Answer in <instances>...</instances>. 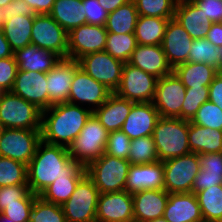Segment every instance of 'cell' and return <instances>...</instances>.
Masks as SVG:
<instances>
[{
	"mask_svg": "<svg viewBox=\"0 0 222 222\" xmlns=\"http://www.w3.org/2000/svg\"><path fill=\"white\" fill-rule=\"evenodd\" d=\"M27 170L29 189L37 196L57 178L84 177L87 174L86 167L71 158L67 147L42 140L38 143Z\"/></svg>",
	"mask_w": 222,
	"mask_h": 222,
	"instance_id": "6da1fadb",
	"label": "cell"
},
{
	"mask_svg": "<svg viewBox=\"0 0 222 222\" xmlns=\"http://www.w3.org/2000/svg\"><path fill=\"white\" fill-rule=\"evenodd\" d=\"M92 114L89 106L69 102L52 105L42 111L41 140L69 148Z\"/></svg>",
	"mask_w": 222,
	"mask_h": 222,
	"instance_id": "7a4b0ae2",
	"label": "cell"
},
{
	"mask_svg": "<svg viewBox=\"0 0 222 222\" xmlns=\"http://www.w3.org/2000/svg\"><path fill=\"white\" fill-rule=\"evenodd\" d=\"M189 121L180 118L160 117L153 131L159 161L191 153L188 142Z\"/></svg>",
	"mask_w": 222,
	"mask_h": 222,
	"instance_id": "3957f363",
	"label": "cell"
},
{
	"mask_svg": "<svg viewBox=\"0 0 222 222\" xmlns=\"http://www.w3.org/2000/svg\"><path fill=\"white\" fill-rule=\"evenodd\" d=\"M42 110L11 91L0 96V126L41 130Z\"/></svg>",
	"mask_w": 222,
	"mask_h": 222,
	"instance_id": "277c9868",
	"label": "cell"
},
{
	"mask_svg": "<svg viewBox=\"0 0 222 222\" xmlns=\"http://www.w3.org/2000/svg\"><path fill=\"white\" fill-rule=\"evenodd\" d=\"M108 134L109 132L92 114L68 148L71 158L83 167H87L104 154Z\"/></svg>",
	"mask_w": 222,
	"mask_h": 222,
	"instance_id": "5b68a950",
	"label": "cell"
},
{
	"mask_svg": "<svg viewBox=\"0 0 222 222\" xmlns=\"http://www.w3.org/2000/svg\"><path fill=\"white\" fill-rule=\"evenodd\" d=\"M129 167L130 162L127 159L104 153L86 167V173L99 193H111L125 190Z\"/></svg>",
	"mask_w": 222,
	"mask_h": 222,
	"instance_id": "8992f818",
	"label": "cell"
},
{
	"mask_svg": "<svg viewBox=\"0 0 222 222\" xmlns=\"http://www.w3.org/2000/svg\"><path fill=\"white\" fill-rule=\"evenodd\" d=\"M99 190L86 174L61 206L67 222H96Z\"/></svg>",
	"mask_w": 222,
	"mask_h": 222,
	"instance_id": "52a82bcc",
	"label": "cell"
},
{
	"mask_svg": "<svg viewBox=\"0 0 222 222\" xmlns=\"http://www.w3.org/2000/svg\"><path fill=\"white\" fill-rule=\"evenodd\" d=\"M164 189L168 193L192 192V185L201 167L198 154L187 155L168 159L163 162Z\"/></svg>",
	"mask_w": 222,
	"mask_h": 222,
	"instance_id": "ba28073f",
	"label": "cell"
},
{
	"mask_svg": "<svg viewBox=\"0 0 222 222\" xmlns=\"http://www.w3.org/2000/svg\"><path fill=\"white\" fill-rule=\"evenodd\" d=\"M41 141V130L2 128L0 156L8 157L28 166Z\"/></svg>",
	"mask_w": 222,
	"mask_h": 222,
	"instance_id": "9c48e42d",
	"label": "cell"
},
{
	"mask_svg": "<svg viewBox=\"0 0 222 222\" xmlns=\"http://www.w3.org/2000/svg\"><path fill=\"white\" fill-rule=\"evenodd\" d=\"M78 62L84 72L112 93L119 87L124 62L113 58L105 50L84 55Z\"/></svg>",
	"mask_w": 222,
	"mask_h": 222,
	"instance_id": "30bf717a",
	"label": "cell"
},
{
	"mask_svg": "<svg viewBox=\"0 0 222 222\" xmlns=\"http://www.w3.org/2000/svg\"><path fill=\"white\" fill-rule=\"evenodd\" d=\"M157 79L129 63H124L121 82L115 93L135 103L153 102Z\"/></svg>",
	"mask_w": 222,
	"mask_h": 222,
	"instance_id": "8fae6325",
	"label": "cell"
},
{
	"mask_svg": "<svg viewBox=\"0 0 222 222\" xmlns=\"http://www.w3.org/2000/svg\"><path fill=\"white\" fill-rule=\"evenodd\" d=\"M68 32L49 14H36L32 26L31 44L53 51L61 58L68 56Z\"/></svg>",
	"mask_w": 222,
	"mask_h": 222,
	"instance_id": "7c38bea8",
	"label": "cell"
},
{
	"mask_svg": "<svg viewBox=\"0 0 222 222\" xmlns=\"http://www.w3.org/2000/svg\"><path fill=\"white\" fill-rule=\"evenodd\" d=\"M186 87L174 72L157 79L153 105L160 117L180 118Z\"/></svg>",
	"mask_w": 222,
	"mask_h": 222,
	"instance_id": "4fadbf2b",
	"label": "cell"
},
{
	"mask_svg": "<svg viewBox=\"0 0 222 222\" xmlns=\"http://www.w3.org/2000/svg\"><path fill=\"white\" fill-rule=\"evenodd\" d=\"M105 26L83 24L68 33L67 58L78 61L84 55L104 51L107 41Z\"/></svg>",
	"mask_w": 222,
	"mask_h": 222,
	"instance_id": "5bb4252c",
	"label": "cell"
},
{
	"mask_svg": "<svg viewBox=\"0 0 222 222\" xmlns=\"http://www.w3.org/2000/svg\"><path fill=\"white\" fill-rule=\"evenodd\" d=\"M11 92L42 111L52 106L48 97L47 73L18 70Z\"/></svg>",
	"mask_w": 222,
	"mask_h": 222,
	"instance_id": "9a60e30c",
	"label": "cell"
},
{
	"mask_svg": "<svg viewBox=\"0 0 222 222\" xmlns=\"http://www.w3.org/2000/svg\"><path fill=\"white\" fill-rule=\"evenodd\" d=\"M111 93L103 84L97 82L78 66L74 72L68 102L76 105L80 103L93 105L91 110L94 111L107 100Z\"/></svg>",
	"mask_w": 222,
	"mask_h": 222,
	"instance_id": "2e32d148",
	"label": "cell"
},
{
	"mask_svg": "<svg viewBox=\"0 0 222 222\" xmlns=\"http://www.w3.org/2000/svg\"><path fill=\"white\" fill-rule=\"evenodd\" d=\"M133 220L132 194L126 190L99 194L96 222H130Z\"/></svg>",
	"mask_w": 222,
	"mask_h": 222,
	"instance_id": "e0dca14e",
	"label": "cell"
},
{
	"mask_svg": "<svg viewBox=\"0 0 222 222\" xmlns=\"http://www.w3.org/2000/svg\"><path fill=\"white\" fill-rule=\"evenodd\" d=\"M192 43L189 33L174 18L169 19L161 46L172 69L188 62Z\"/></svg>",
	"mask_w": 222,
	"mask_h": 222,
	"instance_id": "ac0fdd59",
	"label": "cell"
},
{
	"mask_svg": "<svg viewBox=\"0 0 222 222\" xmlns=\"http://www.w3.org/2000/svg\"><path fill=\"white\" fill-rule=\"evenodd\" d=\"M160 115L153 102L134 103L121 130L131 139L152 136Z\"/></svg>",
	"mask_w": 222,
	"mask_h": 222,
	"instance_id": "d6986e66",
	"label": "cell"
},
{
	"mask_svg": "<svg viewBox=\"0 0 222 222\" xmlns=\"http://www.w3.org/2000/svg\"><path fill=\"white\" fill-rule=\"evenodd\" d=\"M79 62L70 58L60 61L47 73L48 97L52 105L68 102L75 69Z\"/></svg>",
	"mask_w": 222,
	"mask_h": 222,
	"instance_id": "ffe728a7",
	"label": "cell"
},
{
	"mask_svg": "<svg viewBox=\"0 0 222 222\" xmlns=\"http://www.w3.org/2000/svg\"><path fill=\"white\" fill-rule=\"evenodd\" d=\"M148 189H164L163 162L156 161L141 165L130 164L125 190L133 194Z\"/></svg>",
	"mask_w": 222,
	"mask_h": 222,
	"instance_id": "44dd1931",
	"label": "cell"
},
{
	"mask_svg": "<svg viewBox=\"0 0 222 222\" xmlns=\"http://www.w3.org/2000/svg\"><path fill=\"white\" fill-rule=\"evenodd\" d=\"M134 67L161 78L173 72L161 45H137L129 61Z\"/></svg>",
	"mask_w": 222,
	"mask_h": 222,
	"instance_id": "7402d4cb",
	"label": "cell"
},
{
	"mask_svg": "<svg viewBox=\"0 0 222 222\" xmlns=\"http://www.w3.org/2000/svg\"><path fill=\"white\" fill-rule=\"evenodd\" d=\"M163 217L168 222H204L196 194L169 193Z\"/></svg>",
	"mask_w": 222,
	"mask_h": 222,
	"instance_id": "603a6c76",
	"label": "cell"
},
{
	"mask_svg": "<svg viewBox=\"0 0 222 222\" xmlns=\"http://www.w3.org/2000/svg\"><path fill=\"white\" fill-rule=\"evenodd\" d=\"M168 197L169 193L165 189L133 193L134 220L148 222L163 217Z\"/></svg>",
	"mask_w": 222,
	"mask_h": 222,
	"instance_id": "cb8c5ba5",
	"label": "cell"
},
{
	"mask_svg": "<svg viewBox=\"0 0 222 222\" xmlns=\"http://www.w3.org/2000/svg\"><path fill=\"white\" fill-rule=\"evenodd\" d=\"M174 19L193 40L206 38L212 24L192 0H178Z\"/></svg>",
	"mask_w": 222,
	"mask_h": 222,
	"instance_id": "d4e9b609",
	"label": "cell"
},
{
	"mask_svg": "<svg viewBox=\"0 0 222 222\" xmlns=\"http://www.w3.org/2000/svg\"><path fill=\"white\" fill-rule=\"evenodd\" d=\"M134 103L113 92L99 108L93 111V115L109 133L121 130Z\"/></svg>",
	"mask_w": 222,
	"mask_h": 222,
	"instance_id": "484cf974",
	"label": "cell"
},
{
	"mask_svg": "<svg viewBox=\"0 0 222 222\" xmlns=\"http://www.w3.org/2000/svg\"><path fill=\"white\" fill-rule=\"evenodd\" d=\"M18 70L48 73L61 59L53 51L29 44L14 52Z\"/></svg>",
	"mask_w": 222,
	"mask_h": 222,
	"instance_id": "4316f807",
	"label": "cell"
},
{
	"mask_svg": "<svg viewBox=\"0 0 222 222\" xmlns=\"http://www.w3.org/2000/svg\"><path fill=\"white\" fill-rule=\"evenodd\" d=\"M200 171L192 185V193L222 185V152L198 154Z\"/></svg>",
	"mask_w": 222,
	"mask_h": 222,
	"instance_id": "83f0119b",
	"label": "cell"
},
{
	"mask_svg": "<svg viewBox=\"0 0 222 222\" xmlns=\"http://www.w3.org/2000/svg\"><path fill=\"white\" fill-rule=\"evenodd\" d=\"M188 142L191 153L222 152V130H215L189 121Z\"/></svg>",
	"mask_w": 222,
	"mask_h": 222,
	"instance_id": "f1b7e54d",
	"label": "cell"
},
{
	"mask_svg": "<svg viewBox=\"0 0 222 222\" xmlns=\"http://www.w3.org/2000/svg\"><path fill=\"white\" fill-rule=\"evenodd\" d=\"M173 72L186 89L192 87H209L213 79L218 75V69L205 63L186 62L176 66Z\"/></svg>",
	"mask_w": 222,
	"mask_h": 222,
	"instance_id": "f546056e",
	"label": "cell"
},
{
	"mask_svg": "<svg viewBox=\"0 0 222 222\" xmlns=\"http://www.w3.org/2000/svg\"><path fill=\"white\" fill-rule=\"evenodd\" d=\"M86 12L82 0H55L49 15L68 33L86 24Z\"/></svg>",
	"mask_w": 222,
	"mask_h": 222,
	"instance_id": "4dcf8cb0",
	"label": "cell"
},
{
	"mask_svg": "<svg viewBox=\"0 0 222 222\" xmlns=\"http://www.w3.org/2000/svg\"><path fill=\"white\" fill-rule=\"evenodd\" d=\"M35 16H13L2 25L5 38L13 52L31 44Z\"/></svg>",
	"mask_w": 222,
	"mask_h": 222,
	"instance_id": "1f68e13d",
	"label": "cell"
},
{
	"mask_svg": "<svg viewBox=\"0 0 222 222\" xmlns=\"http://www.w3.org/2000/svg\"><path fill=\"white\" fill-rule=\"evenodd\" d=\"M169 19L138 16L134 36L139 45H161Z\"/></svg>",
	"mask_w": 222,
	"mask_h": 222,
	"instance_id": "d6a6232c",
	"label": "cell"
},
{
	"mask_svg": "<svg viewBox=\"0 0 222 222\" xmlns=\"http://www.w3.org/2000/svg\"><path fill=\"white\" fill-rule=\"evenodd\" d=\"M138 16L135 2L130 0L115 11L108 13L105 28L108 33L134 34Z\"/></svg>",
	"mask_w": 222,
	"mask_h": 222,
	"instance_id": "836d02e7",
	"label": "cell"
},
{
	"mask_svg": "<svg viewBox=\"0 0 222 222\" xmlns=\"http://www.w3.org/2000/svg\"><path fill=\"white\" fill-rule=\"evenodd\" d=\"M204 222H222V185L196 193Z\"/></svg>",
	"mask_w": 222,
	"mask_h": 222,
	"instance_id": "e575fe53",
	"label": "cell"
},
{
	"mask_svg": "<svg viewBox=\"0 0 222 222\" xmlns=\"http://www.w3.org/2000/svg\"><path fill=\"white\" fill-rule=\"evenodd\" d=\"M83 177H60L44 189L38 196L49 203L62 206L73 194Z\"/></svg>",
	"mask_w": 222,
	"mask_h": 222,
	"instance_id": "d590c367",
	"label": "cell"
},
{
	"mask_svg": "<svg viewBox=\"0 0 222 222\" xmlns=\"http://www.w3.org/2000/svg\"><path fill=\"white\" fill-rule=\"evenodd\" d=\"M221 50L206 38L193 40L188 55L190 63H205L216 69L221 67Z\"/></svg>",
	"mask_w": 222,
	"mask_h": 222,
	"instance_id": "8d00e7d4",
	"label": "cell"
},
{
	"mask_svg": "<svg viewBox=\"0 0 222 222\" xmlns=\"http://www.w3.org/2000/svg\"><path fill=\"white\" fill-rule=\"evenodd\" d=\"M137 45V39L134 34L108 33L105 51L113 58L127 63Z\"/></svg>",
	"mask_w": 222,
	"mask_h": 222,
	"instance_id": "74e56055",
	"label": "cell"
},
{
	"mask_svg": "<svg viewBox=\"0 0 222 222\" xmlns=\"http://www.w3.org/2000/svg\"><path fill=\"white\" fill-rule=\"evenodd\" d=\"M11 185H28L27 165L0 156V187Z\"/></svg>",
	"mask_w": 222,
	"mask_h": 222,
	"instance_id": "f35d334b",
	"label": "cell"
},
{
	"mask_svg": "<svg viewBox=\"0 0 222 222\" xmlns=\"http://www.w3.org/2000/svg\"><path fill=\"white\" fill-rule=\"evenodd\" d=\"M127 160L130 164L134 165L159 161L153 136H145L131 140Z\"/></svg>",
	"mask_w": 222,
	"mask_h": 222,
	"instance_id": "ab89813d",
	"label": "cell"
},
{
	"mask_svg": "<svg viewBox=\"0 0 222 222\" xmlns=\"http://www.w3.org/2000/svg\"><path fill=\"white\" fill-rule=\"evenodd\" d=\"M139 16L173 19L178 0H133Z\"/></svg>",
	"mask_w": 222,
	"mask_h": 222,
	"instance_id": "60d3db41",
	"label": "cell"
},
{
	"mask_svg": "<svg viewBox=\"0 0 222 222\" xmlns=\"http://www.w3.org/2000/svg\"><path fill=\"white\" fill-rule=\"evenodd\" d=\"M30 222H67L60 205L42 200L39 196L34 200Z\"/></svg>",
	"mask_w": 222,
	"mask_h": 222,
	"instance_id": "b9f144b4",
	"label": "cell"
},
{
	"mask_svg": "<svg viewBox=\"0 0 222 222\" xmlns=\"http://www.w3.org/2000/svg\"><path fill=\"white\" fill-rule=\"evenodd\" d=\"M209 100V87H192L186 89L182 104L181 119L191 121L200 106Z\"/></svg>",
	"mask_w": 222,
	"mask_h": 222,
	"instance_id": "7bdbcfd3",
	"label": "cell"
},
{
	"mask_svg": "<svg viewBox=\"0 0 222 222\" xmlns=\"http://www.w3.org/2000/svg\"><path fill=\"white\" fill-rule=\"evenodd\" d=\"M191 122L207 128L222 130V110L208 100L200 106Z\"/></svg>",
	"mask_w": 222,
	"mask_h": 222,
	"instance_id": "ee69618b",
	"label": "cell"
},
{
	"mask_svg": "<svg viewBox=\"0 0 222 222\" xmlns=\"http://www.w3.org/2000/svg\"><path fill=\"white\" fill-rule=\"evenodd\" d=\"M37 197V195L30 192L24 199L20 200V204L8 205L0 215L11 219L13 222H28L30 221L34 200Z\"/></svg>",
	"mask_w": 222,
	"mask_h": 222,
	"instance_id": "f6af8a7d",
	"label": "cell"
},
{
	"mask_svg": "<svg viewBox=\"0 0 222 222\" xmlns=\"http://www.w3.org/2000/svg\"><path fill=\"white\" fill-rule=\"evenodd\" d=\"M131 139L122 131L117 130L108 134L105 154L121 159H128Z\"/></svg>",
	"mask_w": 222,
	"mask_h": 222,
	"instance_id": "bcb514c9",
	"label": "cell"
},
{
	"mask_svg": "<svg viewBox=\"0 0 222 222\" xmlns=\"http://www.w3.org/2000/svg\"><path fill=\"white\" fill-rule=\"evenodd\" d=\"M28 185H11L0 187V213L12 204H20L29 193Z\"/></svg>",
	"mask_w": 222,
	"mask_h": 222,
	"instance_id": "7dc6e473",
	"label": "cell"
},
{
	"mask_svg": "<svg viewBox=\"0 0 222 222\" xmlns=\"http://www.w3.org/2000/svg\"><path fill=\"white\" fill-rule=\"evenodd\" d=\"M17 72L15 56L0 59V89L3 92L11 91Z\"/></svg>",
	"mask_w": 222,
	"mask_h": 222,
	"instance_id": "c3c4849f",
	"label": "cell"
},
{
	"mask_svg": "<svg viewBox=\"0 0 222 222\" xmlns=\"http://www.w3.org/2000/svg\"><path fill=\"white\" fill-rule=\"evenodd\" d=\"M86 12V23L91 25L105 26L108 13L99 4L98 0H82Z\"/></svg>",
	"mask_w": 222,
	"mask_h": 222,
	"instance_id": "681fc988",
	"label": "cell"
},
{
	"mask_svg": "<svg viewBox=\"0 0 222 222\" xmlns=\"http://www.w3.org/2000/svg\"><path fill=\"white\" fill-rule=\"evenodd\" d=\"M205 14L211 23L222 20V0H192Z\"/></svg>",
	"mask_w": 222,
	"mask_h": 222,
	"instance_id": "f907efd6",
	"label": "cell"
},
{
	"mask_svg": "<svg viewBox=\"0 0 222 222\" xmlns=\"http://www.w3.org/2000/svg\"><path fill=\"white\" fill-rule=\"evenodd\" d=\"M3 9V16L5 21L11 19L13 16H35L33 9L24 0H12Z\"/></svg>",
	"mask_w": 222,
	"mask_h": 222,
	"instance_id": "816d5d0a",
	"label": "cell"
},
{
	"mask_svg": "<svg viewBox=\"0 0 222 222\" xmlns=\"http://www.w3.org/2000/svg\"><path fill=\"white\" fill-rule=\"evenodd\" d=\"M209 101L217 105L222 110V76L219 74L209 85Z\"/></svg>",
	"mask_w": 222,
	"mask_h": 222,
	"instance_id": "f5cc1de1",
	"label": "cell"
},
{
	"mask_svg": "<svg viewBox=\"0 0 222 222\" xmlns=\"http://www.w3.org/2000/svg\"><path fill=\"white\" fill-rule=\"evenodd\" d=\"M35 14H49L52 11L55 0H24Z\"/></svg>",
	"mask_w": 222,
	"mask_h": 222,
	"instance_id": "db71d44e",
	"label": "cell"
},
{
	"mask_svg": "<svg viewBox=\"0 0 222 222\" xmlns=\"http://www.w3.org/2000/svg\"><path fill=\"white\" fill-rule=\"evenodd\" d=\"M206 39L218 48L222 47V23L216 22L210 25Z\"/></svg>",
	"mask_w": 222,
	"mask_h": 222,
	"instance_id": "11a10c76",
	"label": "cell"
},
{
	"mask_svg": "<svg viewBox=\"0 0 222 222\" xmlns=\"http://www.w3.org/2000/svg\"><path fill=\"white\" fill-rule=\"evenodd\" d=\"M11 56H14V52L12 51L10 44L5 38L2 27H0V59L8 58Z\"/></svg>",
	"mask_w": 222,
	"mask_h": 222,
	"instance_id": "9f6ffc18",
	"label": "cell"
},
{
	"mask_svg": "<svg viewBox=\"0 0 222 222\" xmlns=\"http://www.w3.org/2000/svg\"><path fill=\"white\" fill-rule=\"evenodd\" d=\"M99 4L107 13L115 11L118 7L125 5L130 0H98Z\"/></svg>",
	"mask_w": 222,
	"mask_h": 222,
	"instance_id": "6f0895ef",
	"label": "cell"
},
{
	"mask_svg": "<svg viewBox=\"0 0 222 222\" xmlns=\"http://www.w3.org/2000/svg\"><path fill=\"white\" fill-rule=\"evenodd\" d=\"M4 22H5V16H3V9L0 8V27H2Z\"/></svg>",
	"mask_w": 222,
	"mask_h": 222,
	"instance_id": "680465c9",
	"label": "cell"
},
{
	"mask_svg": "<svg viewBox=\"0 0 222 222\" xmlns=\"http://www.w3.org/2000/svg\"><path fill=\"white\" fill-rule=\"evenodd\" d=\"M12 0H0V8L5 7L9 4Z\"/></svg>",
	"mask_w": 222,
	"mask_h": 222,
	"instance_id": "91938a15",
	"label": "cell"
},
{
	"mask_svg": "<svg viewBox=\"0 0 222 222\" xmlns=\"http://www.w3.org/2000/svg\"><path fill=\"white\" fill-rule=\"evenodd\" d=\"M148 222H168V221L164 217H160V218L148 221Z\"/></svg>",
	"mask_w": 222,
	"mask_h": 222,
	"instance_id": "94428289",
	"label": "cell"
},
{
	"mask_svg": "<svg viewBox=\"0 0 222 222\" xmlns=\"http://www.w3.org/2000/svg\"><path fill=\"white\" fill-rule=\"evenodd\" d=\"M0 222H13V221L9 218H5L4 216L0 215Z\"/></svg>",
	"mask_w": 222,
	"mask_h": 222,
	"instance_id": "6125c7cd",
	"label": "cell"
},
{
	"mask_svg": "<svg viewBox=\"0 0 222 222\" xmlns=\"http://www.w3.org/2000/svg\"><path fill=\"white\" fill-rule=\"evenodd\" d=\"M218 74H219L220 76H222V67H220V69L218 70Z\"/></svg>",
	"mask_w": 222,
	"mask_h": 222,
	"instance_id": "be15d7a7",
	"label": "cell"
},
{
	"mask_svg": "<svg viewBox=\"0 0 222 222\" xmlns=\"http://www.w3.org/2000/svg\"><path fill=\"white\" fill-rule=\"evenodd\" d=\"M222 54V47L220 48ZM221 67H222V55H221Z\"/></svg>",
	"mask_w": 222,
	"mask_h": 222,
	"instance_id": "e7e4bbea",
	"label": "cell"
}]
</instances>
